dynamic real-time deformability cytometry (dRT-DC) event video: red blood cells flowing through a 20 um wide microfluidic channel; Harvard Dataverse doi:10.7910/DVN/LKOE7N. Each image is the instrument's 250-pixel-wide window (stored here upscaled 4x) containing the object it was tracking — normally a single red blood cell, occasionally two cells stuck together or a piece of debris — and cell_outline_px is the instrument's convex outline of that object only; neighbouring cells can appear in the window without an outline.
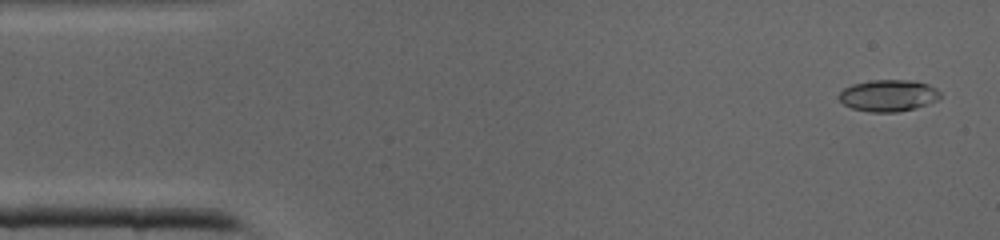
{"species": "common noctule bat (a hibernating species)", "species_latin": "Nyctalus noctula", "temperature_condition": "cold", "stored_images_in_passage": 9, "camera_frame_rate_fps": 3000, "um_per_image_px": 0.085, "animal": {"sex": "male", "body_mass_g": 19.0, "forearm_length_mm": 50.8}, "frame": {"image": 1, "passage_image": 2, "time_ms": 0.333, "image_size_px": [1000, 240], "cell_outline_px": [[940, 96], [936, 100], [916, 108], [896, 112], [872, 112], [852, 108], [844, 104], [836, 96], [844, 88], [852, 84], [872, 80], [916, 80], [928, 84], [936, 88], [940, 92]], "centroid_in_image_um": [75.5, 8.11], "position_along_channel_um": 9.5, "area_um2": 18.73}}